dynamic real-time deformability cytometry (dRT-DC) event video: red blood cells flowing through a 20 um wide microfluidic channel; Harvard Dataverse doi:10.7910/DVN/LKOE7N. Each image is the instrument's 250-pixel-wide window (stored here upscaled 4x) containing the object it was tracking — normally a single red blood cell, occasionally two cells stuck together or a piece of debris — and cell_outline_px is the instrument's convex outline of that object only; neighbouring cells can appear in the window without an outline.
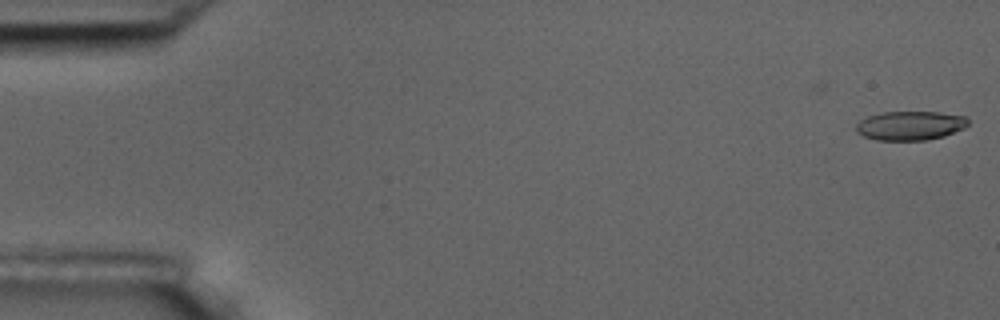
{"species": "common noctule bat (a hibernating species)", "species_latin": "Nyctalus noctula", "temperature_condition": "room temperature", "stored_images_in_passage": 6, "camera_frame_rate_fps": 3000, "um_per_image_px": 0.085, "animal": {"sex": "male", "body_mass_g": 17.5, "forearm_length_mm": 52.3}, "frame": {"image": 1, "passage_image": 1, "time_ms": 0.0, "image_size_px": [1000, 320], "cell_outline_px": [[968, 124], [964, 128], [944, 136], [928, 140], [876, 140], [864, 136], [856, 132], [856, 124], [860, 120], [868, 116], [884, 112], [940, 112], [968, 116]], "centroid_in_image_um": [77.39, 10.67], "position_along_channel_um": 7.6, "area_um2": 19.07}}